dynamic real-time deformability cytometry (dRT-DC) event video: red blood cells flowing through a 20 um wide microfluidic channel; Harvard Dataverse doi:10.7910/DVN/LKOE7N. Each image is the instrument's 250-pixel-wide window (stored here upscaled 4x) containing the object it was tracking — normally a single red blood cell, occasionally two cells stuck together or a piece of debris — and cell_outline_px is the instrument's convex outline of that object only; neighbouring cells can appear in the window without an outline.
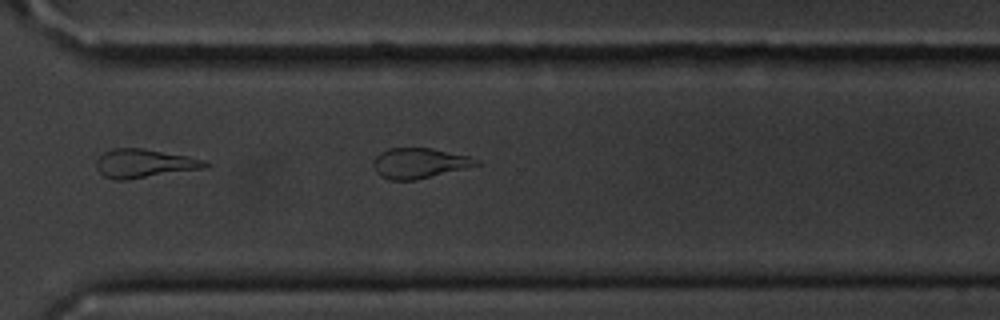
{"species": "common noctule bat (a hibernating species)", "species_latin": "Nyctalus noctula", "temperature_condition": "cold", "stored_images_in_passage": 8, "camera_frame_rate_fps": 3000, "um_per_image_px": 0.085, "animal": {"sex": "male", "body_mass_g": 20.1, "forearm_length_mm": 53.5}, "frame": {"image": 1, "passage_image": 8, "time_ms": 8.0, "image_size_px": [1000, 320], "cell_outline_px": [[480, 164], [416, 180], [392, 180], [380, 176], [376, 172], [372, 164], [376, 156], [380, 152], [388, 148], [432, 148], [468, 156], [480, 160]], "centroid_in_image_um": [35.6, 13.86], "position_along_channel_um": 335.0, "area_um2": 18.03}}